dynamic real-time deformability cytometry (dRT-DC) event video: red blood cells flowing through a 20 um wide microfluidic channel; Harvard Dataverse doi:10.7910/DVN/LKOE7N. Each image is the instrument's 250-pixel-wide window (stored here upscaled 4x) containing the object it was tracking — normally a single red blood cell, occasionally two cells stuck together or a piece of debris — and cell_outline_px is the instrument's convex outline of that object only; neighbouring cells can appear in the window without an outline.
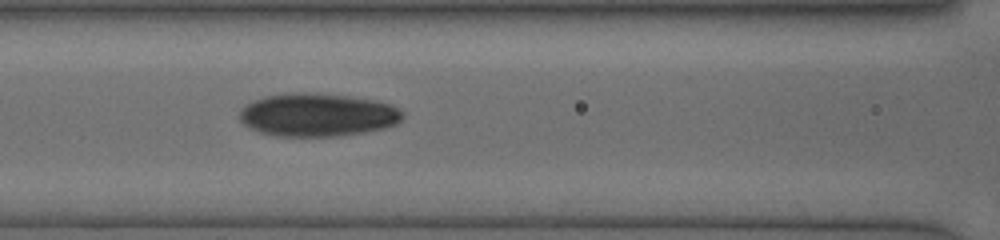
{"species": "human", "species_latin": "Homo sapiens", "temperature_condition": "cold", "stored_images_in_passage": 11, "camera_frame_rate_fps": 3000, "um_per_image_px": 0.085, "donor": {"sex": "female"}, "frame": {"image": 1, "passage_image": 5, "time_ms": 3.333, "image_size_px": [1000, 240], "cell_outline_px": [[404, 116], [396, 124], [384, 128], [364, 132], [340, 136], [272, 136], [248, 128], [240, 120], [240, 112], [248, 104], [264, 96], [344, 96], [376, 100], [392, 104], [404, 112]], "centroid_in_image_um": [27.06, 9.83], "position_along_channel_um": 139.5, "area_um2": 39.65}}